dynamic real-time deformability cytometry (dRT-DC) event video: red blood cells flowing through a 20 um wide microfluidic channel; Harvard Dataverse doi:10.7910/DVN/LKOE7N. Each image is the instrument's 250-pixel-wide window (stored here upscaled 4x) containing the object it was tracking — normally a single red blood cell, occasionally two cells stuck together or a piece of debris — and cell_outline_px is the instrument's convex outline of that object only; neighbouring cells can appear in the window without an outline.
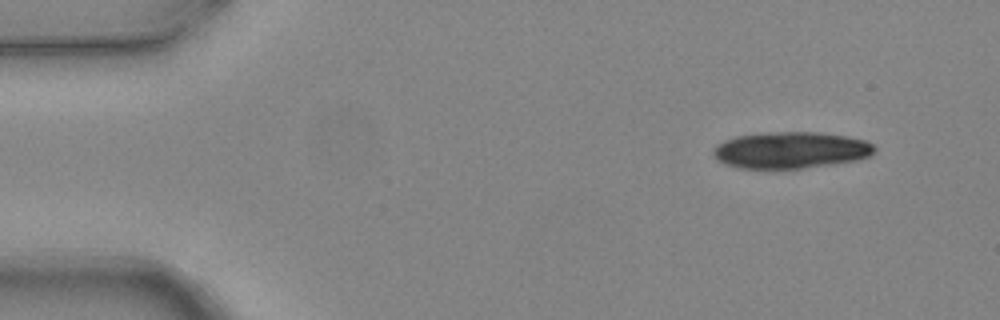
{"species": "common noctule bat (a hibernating species)", "species_latin": "Nyctalus noctula", "temperature_condition": "warm", "stored_images_in_passage": 4, "camera_frame_rate_fps": 3000, "um_per_image_px": 0.085, "animal": {"sex": "female", "body_mass_g": 24.6, "forearm_length_mm": 56.2}, "frame": {"image": 1, "passage_image": 1, "time_ms": 0.0, "image_size_px": [1000, 320], "cell_outline_px": [[876, 148], [868, 156], [856, 160], [804, 168], [740, 168], [724, 164], [712, 152], [716, 144], [724, 140], [736, 136], [768, 132], [820, 132], [848, 136], [864, 140], [872, 144]], "centroid_in_image_um": [67.2, 12.75], "position_along_channel_um": 17.8, "area_um2": 34.16}}
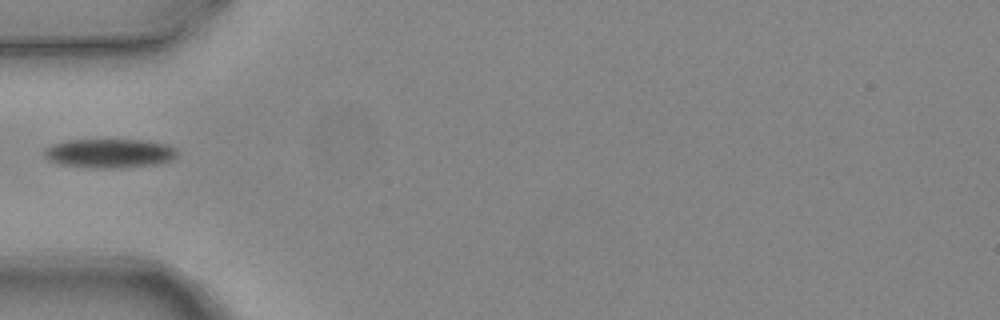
{"frame": {"image": 2, "passage_image": 4, "time_ms": 1.0, "image_size_px": [1000, 320], "cell_outline_px": [[176, 156], [172, 160], [156, 164], [112, 168], [96, 168], [60, 164], [44, 156], [44, 148], [52, 144], [68, 140], [144, 140], [164, 144], [176, 148]], "centroid_in_image_um": [9.3, 13.02], "position_along_channel_um": 75.7, "area_um2": 22.25}}